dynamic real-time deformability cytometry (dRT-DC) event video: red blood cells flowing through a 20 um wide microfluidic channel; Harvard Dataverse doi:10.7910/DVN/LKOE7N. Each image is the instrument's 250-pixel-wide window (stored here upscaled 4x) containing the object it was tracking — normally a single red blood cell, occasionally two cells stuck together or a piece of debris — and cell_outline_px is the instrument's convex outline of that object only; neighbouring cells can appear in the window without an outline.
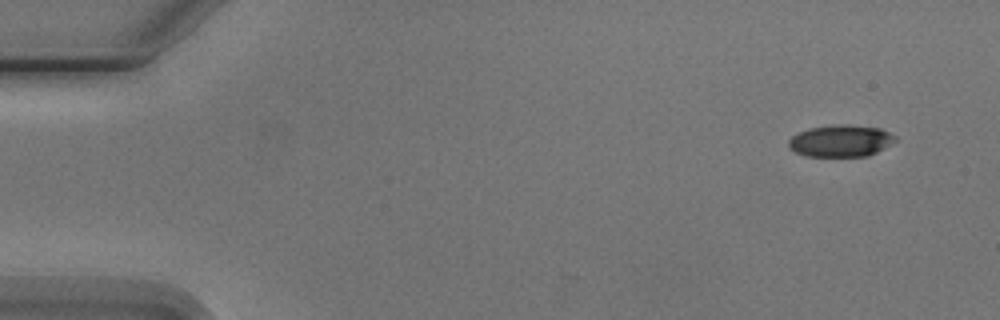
{"species": "Egyptian fruit bat (a non-hibernating species)", "species_latin": "Rousettus aegyptiacus", "temperature_condition": "cold", "stored_images_in_passage": 8, "camera_frame_rate_fps": 3000, "um_per_image_px": 0.085, "animal": {"sex": "male"}, "frame": {"image": 1, "passage_image": 1, "time_ms": 0.0, "image_size_px": [1000, 320], "cell_outline_px": [[896, 140], [884, 148], [868, 156], [804, 156], [788, 148], [788, 140], [792, 136], [800, 132], [812, 128], [836, 124], [848, 124], [880, 128], [896, 136]], "centroid_in_image_um": [71.45, 11.97], "position_along_channel_um": 13.5, "area_um2": 19.77}}
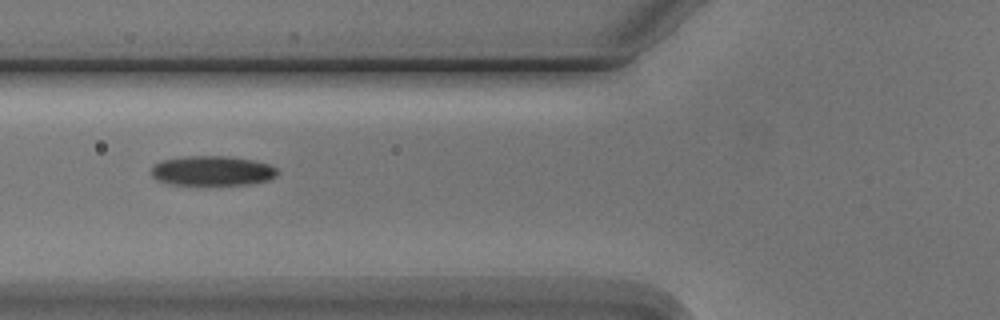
{"frame": {"image": 2, "passage_image": 6, "time_ms": 5.667, "image_size_px": [1000, 320], "cell_outline_px": [[280, 172], [276, 176], [268, 180], [248, 184], [208, 188], [172, 184], [156, 180], [152, 176], [152, 164], [160, 160], [184, 156], [228, 156], [252, 160], [272, 164]], "centroid_in_image_um": [18.03, 14.56], "position_along_channel_um": 107.8, "area_um2": 23.06}}
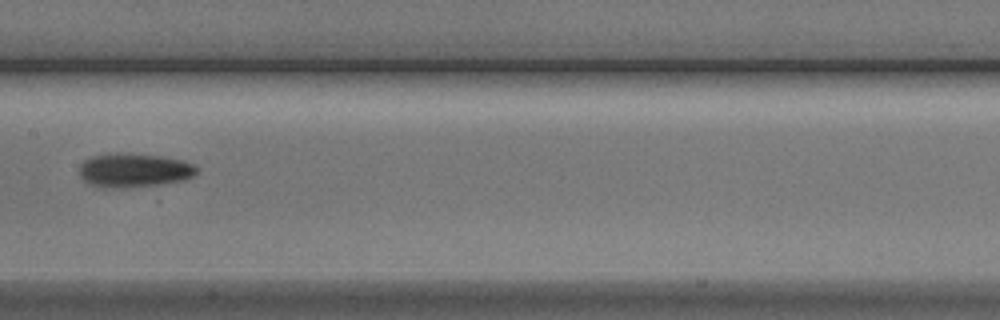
{"frame": {"image": 3, "passage_image": 8, "time_ms": 8.0, "image_size_px": [1000, 320], "cell_outline_px": [[196, 172], [192, 176], [184, 180], [160, 184], [124, 188], [96, 188], [88, 184], [80, 176], [80, 164], [84, 160], [92, 156], [120, 152], [128, 152], [160, 156], [184, 160], [192, 164], [196, 168]], "centroid_in_image_um": [11.34, 14.47], "position_along_channel_um": 196.1, "area_um2": 23.52}}